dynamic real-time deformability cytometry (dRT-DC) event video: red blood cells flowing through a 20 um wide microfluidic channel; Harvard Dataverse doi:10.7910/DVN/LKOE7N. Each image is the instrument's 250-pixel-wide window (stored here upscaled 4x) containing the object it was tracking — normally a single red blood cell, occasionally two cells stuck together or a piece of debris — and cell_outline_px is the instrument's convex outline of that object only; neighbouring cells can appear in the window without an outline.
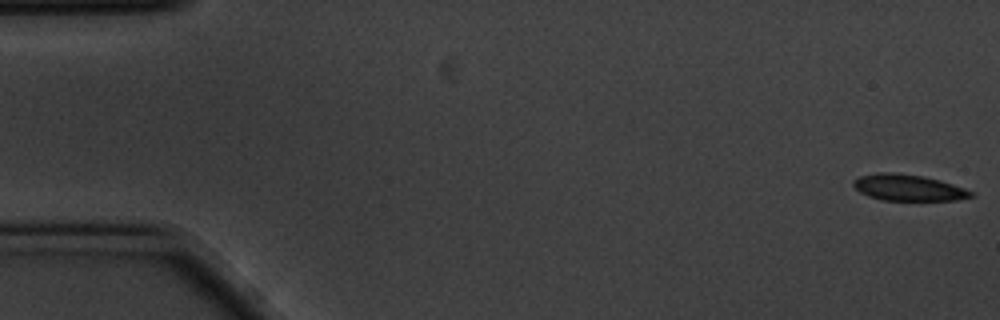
{"species": "common noctule bat (a hibernating species)", "species_latin": "Nyctalus noctula", "temperature_condition": "cold", "stored_images_in_passage": 57, "camera_frame_rate_fps": 3000, "um_per_image_px": 0.085, "animal": {"sex": "male", "body_mass_g": 20.1, "forearm_length_mm": 53.5}, "frame": {"image": 1, "passage_image": 1, "time_ms": 0.0, "image_size_px": [1000, 320], "cell_outline_px": [[976, 196], [956, 200], [880, 200], [868, 196], [860, 192], [852, 184], [852, 180], [860, 176], [880, 172], [896, 172], [924, 176], [940, 180], [976, 192]], "centroid_in_image_um": [77.22, 15.95], "position_along_channel_um": 7.8, "area_um2": 18.21}}
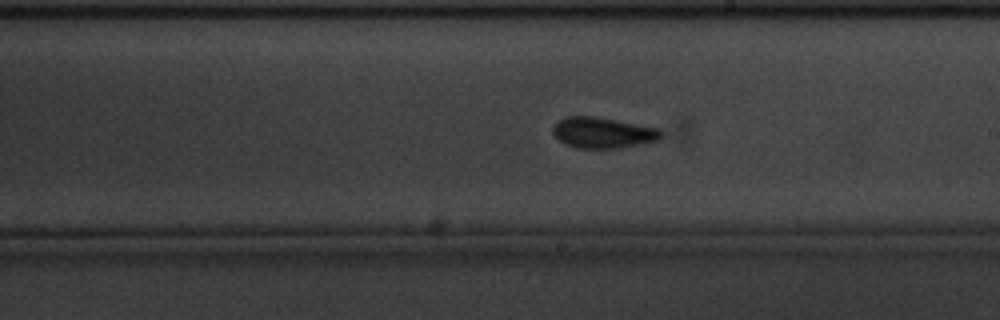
{"frame": {"image": 2, "passage_image": 32, "time_ms": 10.333, "image_size_px": [1000, 320], "cell_outline_px": [[664, 132], [656, 140], [620, 148], [576, 148], [564, 144], [552, 132], [552, 128], [556, 120], [564, 116], [592, 116], [616, 120], [660, 128]], "centroid_in_image_um": [51.19, 11.27], "position_along_channel_um": 237.8, "area_um2": 19.48}}
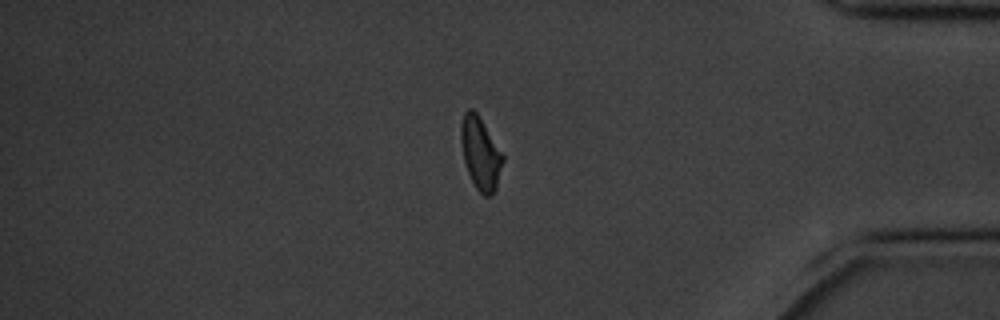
{"frame": {"image": 3, "passage_image": 48, "time_ms": 15.667, "image_size_px": [1000, 320], "cell_outline_px": [[504, 160], [496, 192], [492, 196], [484, 196], [476, 188], [468, 172], [464, 160], [460, 140], [460, 124], [464, 112], [468, 108], [472, 108], [476, 112], [504, 156]], "centroid_in_image_um": [40.84, 13.06], "position_along_channel_um": 394.4, "area_um2": 17.74}, "authors_computed_cell_mechanics": {"area_um2": 18.5538, "velocity_mm_per_s": 3.4837, "shape_relaxation_time_tau1_ms": 3.4262, "shape_relaxation_time_tau2_ms": 5.4121, "deformation_change_tau1": 0.0832, "deformation_change_tau2": 0.0892}}